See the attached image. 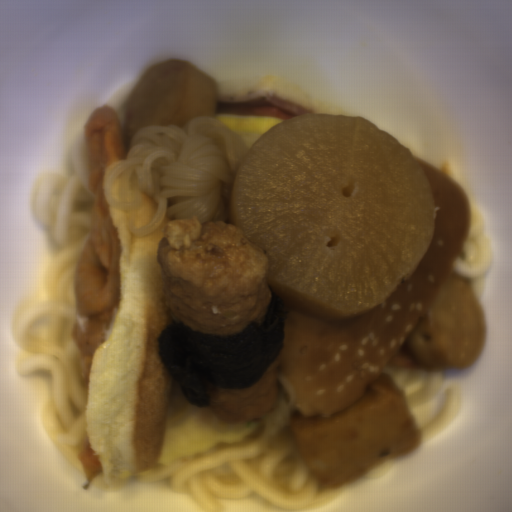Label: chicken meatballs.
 Returning <instances> with one entry per match:
<instances>
[{"instance_id": "obj_1", "label": "chicken meatballs", "mask_w": 512, "mask_h": 512, "mask_svg": "<svg viewBox=\"0 0 512 512\" xmlns=\"http://www.w3.org/2000/svg\"><path fill=\"white\" fill-rule=\"evenodd\" d=\"M155 260L167 277L164 304L189 329L234 336L270 309L268 254L233 222L163 221Z\"/></svg>"}, {"instance_id": "obj_2", "label": "chicken meatballs", "mask_w": 512, "mask_h": 512, "mask_svg": "<svg viewBox=\"0 0 512 512\" xmlns=\"http://www.w3.org/2000/svg\"><path fill=\"white\" fill-rule=\"evenodd\" d=\"M486 336L487 316L472 283L455 276L445 279L404 346L422 370L465 371L477 361Z\"/></svg>"}, {"instance_id": "obj_3", "label": "chicken meatballs", "mask_w": 512, "mask_h": 512, "mask_svg": "<svg viewBox=\"0 0 512 512\" xmlns=\"http://www.w3.org/2000/svg\"><path fill=\"white\" fill-rule=\"evenodd\" d=\"M280 364H267L253 385L241 388H209L207 406L218 422L245 425L252 418L271 413L278 401Z\"/></svg>"}]
</instances>
